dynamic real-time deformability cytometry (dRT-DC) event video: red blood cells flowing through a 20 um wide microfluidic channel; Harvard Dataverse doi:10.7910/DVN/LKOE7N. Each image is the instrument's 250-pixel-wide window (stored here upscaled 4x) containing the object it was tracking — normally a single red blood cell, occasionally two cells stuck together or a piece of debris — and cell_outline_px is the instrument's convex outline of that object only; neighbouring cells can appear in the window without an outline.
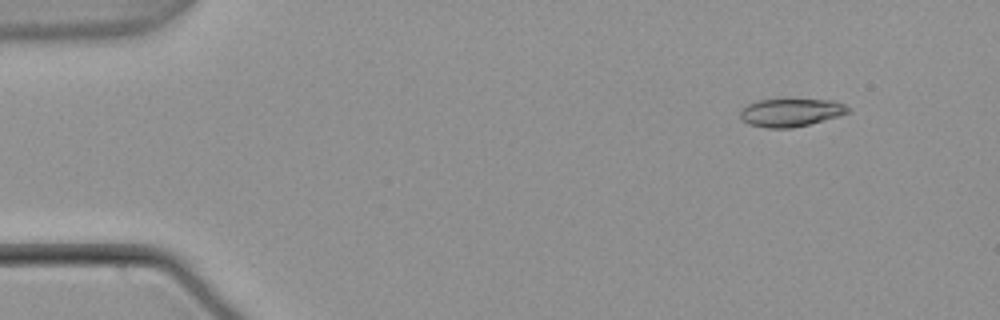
{"species": "common noctule bat (a hibernating species)", "species_latin": "Nyctalus noctula", "temperature_condition": "warm", "stored_images_in_passage": 8, "camera_frame_rate_fps": 3000, "um_per_image_px": 0.085, "animal": {"sex": "male", "body_mass_g": 21.5, "forearm_length_mm": 52.0}, "frame": {"image": 1, "passage_image": 1, "time_ms": 0.0, "image_size_px": [1000, 320], "cell_outline_px": [[852, 108], [848, 112], [836, 116], [808, 124], [792, 128], [768, 128], [748, 124], [740, 116], [740, 112], [748, 104], [760, 100], [832, 100], [844, 104]], "centroid_in_image_um": [67.22, 9.57], "position_along_channel_um": 17.8, "area_um2": 17.17}}